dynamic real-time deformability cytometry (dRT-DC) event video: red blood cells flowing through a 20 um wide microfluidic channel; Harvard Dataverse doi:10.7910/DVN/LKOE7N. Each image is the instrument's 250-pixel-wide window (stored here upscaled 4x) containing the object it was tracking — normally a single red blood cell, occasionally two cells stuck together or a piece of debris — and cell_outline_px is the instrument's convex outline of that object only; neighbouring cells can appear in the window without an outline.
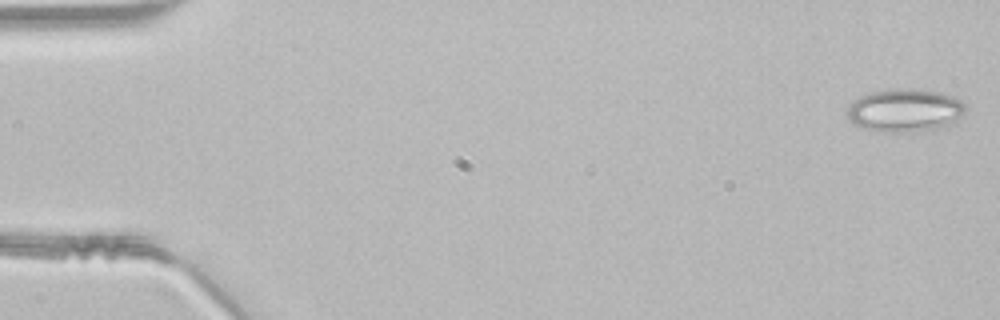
{"species": "common noctule bat (a hibernating species)", "species_latin": "Nyctalus noctula", "temperature_condition": "room temperature", "stored_images_in_passage": 47, "camera_frame_rate_fps": 3000, "um_per_image_px": 0.085, "animal": {"sex": "male", "body_mass_g": 21.5, "forearm_length_mm": 52.0}, "frame": {"image": 1, "passage_image": 1, "time_ms": 0.0, "image_size_px": [1000, 320], "cell_outline_px": [[968, 108], [960, 116], [936, 128], [912, 132], [880, 132], [864, 128], [852, 124], [848, 116], [848, 104], [860, 96], [868, 92], [888, 88], [920, 88], [940, 92], [952, 96], [960, 100]], "centroid_in_image_um": [76.85, 9.34], "position_along_channel_um": 8.1, "area_um2": 29.82}}
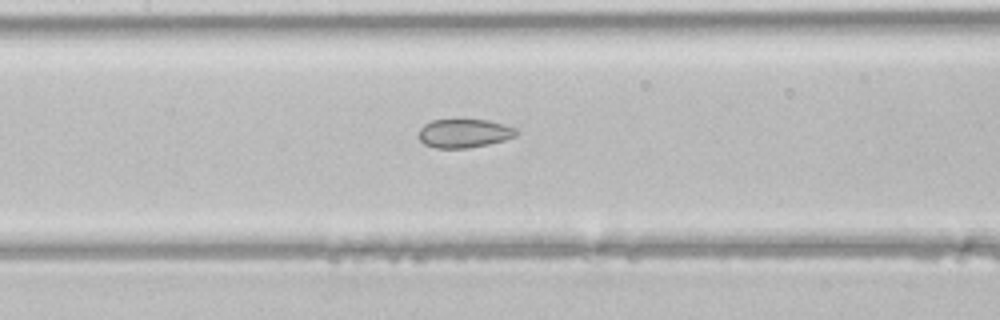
{"frame": {"image": 2, "passage_image": 22, "time_ms": 7.0, "image_size_px": [1000, 320], "cell_outline_px": [[520, 132], [516, 136], [504, 140], [488, 144], [468, 148], [436, 148], [424, 144], [420, 140], [420, 128], [424, 124], [432, 120], [488, 120], [516, 128]], "centroid_in_image_um": [39.47, 11.33], "position_along_channel_um": 167.9, "area_um2": 16.24}}
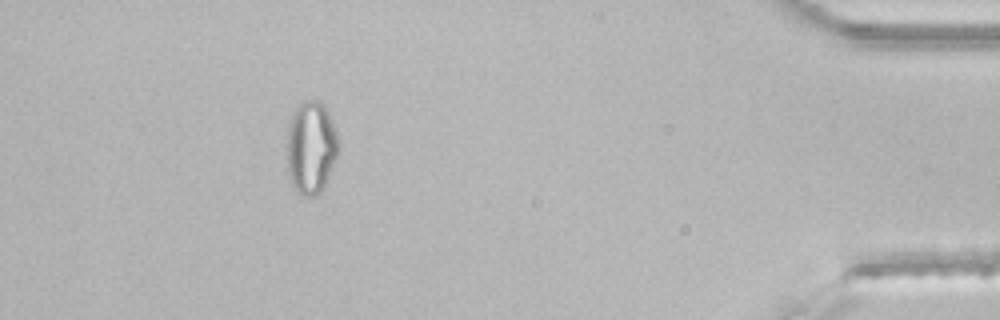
{"frame": {"image": 3, "passage_image": 43, "time_ms": 14.0, "image_size_px": [1000, 320], "cell_outline_px": [[340, 148], [328, 176], [320, 192], [316, 196], [304, 196], [296, 192], [288, 180], [288, 120], [296, 108], [304, 100], [320, 100], [324, 104], [332, 120], [340, 144]], "centroid_in_image_um": [26.43, 12.53], "position_along_channel_um": 408.8, "area_um2": 28.03}}